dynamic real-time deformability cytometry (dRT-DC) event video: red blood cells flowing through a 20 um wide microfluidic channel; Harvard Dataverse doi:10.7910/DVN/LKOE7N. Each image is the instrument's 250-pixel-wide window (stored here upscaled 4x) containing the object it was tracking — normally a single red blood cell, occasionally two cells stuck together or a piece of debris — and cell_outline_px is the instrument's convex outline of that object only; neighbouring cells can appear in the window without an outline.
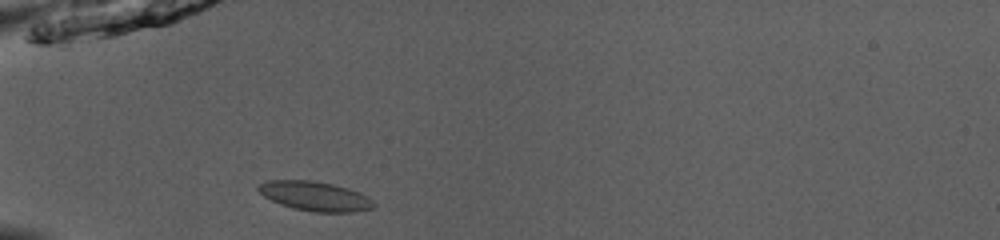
{"species": "common noctule bat (a hibernating species)", "species_latin": "Nyctalus noctula", "temperature_condition": "room temperature", "stored_images_in_passage": 36, "camera_frame_rate_fps": 3000, "um_per_image_px": 0.085, "animal": {"sex": "male", "body_mass_g": 13.0, "forearm_length_mm": 53.1}, "frame": {"image": 1, "passage_image": 2, "time_ms": 0.333, "image_size_px": [1000, 240], "cell_outline_px": [[376, 208], [356, 212], [312, 212], [292, 208], [280, 204], [264, 196], [256, 188], [260, 184], [268, 180], [312, 180], [332, 184], [368, 196], [376, 204]], "centroid_in_image_um": [26.79, 16.69], "position_along_channel_um": 58.2, "area_um2": 19.77}}
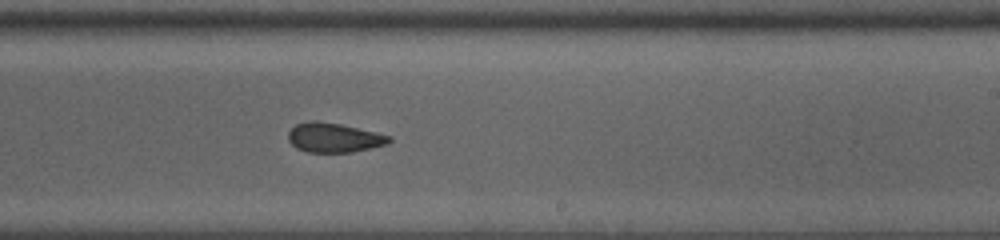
{"frame": {"image": 2, "passage_image": 18, "time_ms": 5.667, "image_size_px": [1000, 240], "cell_outline_px": [[392, 140], [388, 144], [352, 152], [308, 152], [296, 148], [288, 140], [288, 132], [296, 124], [312, 120], [316, 120], [340, 124], [376, 132], [392, 136]], "centroid_in_image_um": [28.39, 11.7], "position_along_channel_um": 260.6, "area_um2": 17.34}}
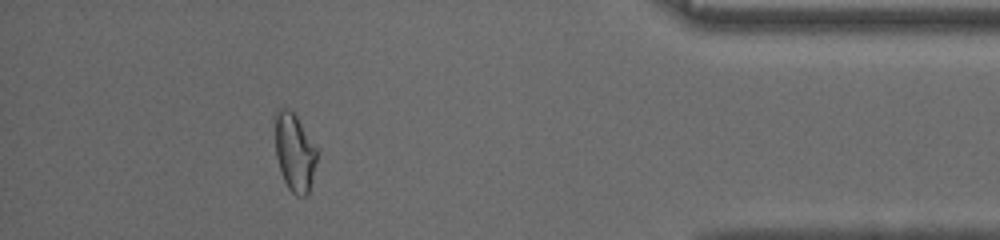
{"frame": {"image": 3, "passage_image": 32, "time_ms": 10.333, "image_size_px": [1000, 240], "cell_outline_px": [[316, 160], [308, 192], [304, 196], [296, 196], [288, 188], [284, 180], [276, 156], [272, 116], [276, 108], [288, 108], [296, 116], [316, 148]], "centroid_in_image_um": [24.96, 12.86], "position_along_channel_um": 410.2, "area_um2": 19.02}, "authors_computed_cell_mechanics": {"area_um2": 18.1492, "velocity_mm_per_s": 3.9546, "shape_relaxation_time_tau1_ms": null, "shape_relaxation_time_tau2_ms": 2.2198, "deformation_change_tau1": null, "deformation_change_tau2": 0.0872}}